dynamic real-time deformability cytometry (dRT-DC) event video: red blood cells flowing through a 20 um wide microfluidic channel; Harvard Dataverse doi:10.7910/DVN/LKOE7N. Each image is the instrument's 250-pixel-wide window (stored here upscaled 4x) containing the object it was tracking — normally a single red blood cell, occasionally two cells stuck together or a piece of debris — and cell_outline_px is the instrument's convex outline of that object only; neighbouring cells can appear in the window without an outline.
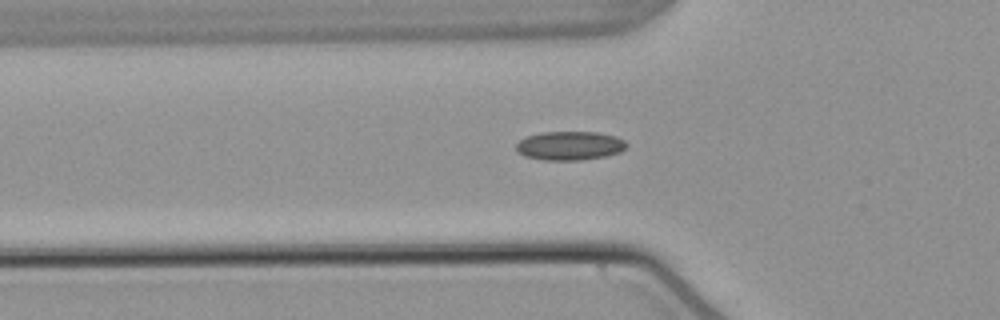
{"species": "common noctule bat (a hibernating species)", "species_latin": "Nyctalus noctula", "temperature_condition": "warm", "stored_images_in_passage": 41, "segment_of_instrument_passage": [1, 2], "camera_frame_rate_fps": 3000, "um_per_image_px": 0.085, "animal": {"sex": "male", "body_mass_g": 21.5, "forearm_length_mm": 52.0}, "frame": {"image": 1, "passage_image": 5, "time_ms": 1.333, "image_size_px": [1000, 320], "cell_outline_px": [[628, 144], [620, 152], [604, 156], [580, 160], [544, 160], [524, 156], [516, 152], [516, 144], [524, 136], [540, 132], [596, 132], [616, 136], [624, 140]], "centroid_in_image_um": [48.38, 12.38], "position_along_channel_um": 77.4, "area_um2": 18.67}}
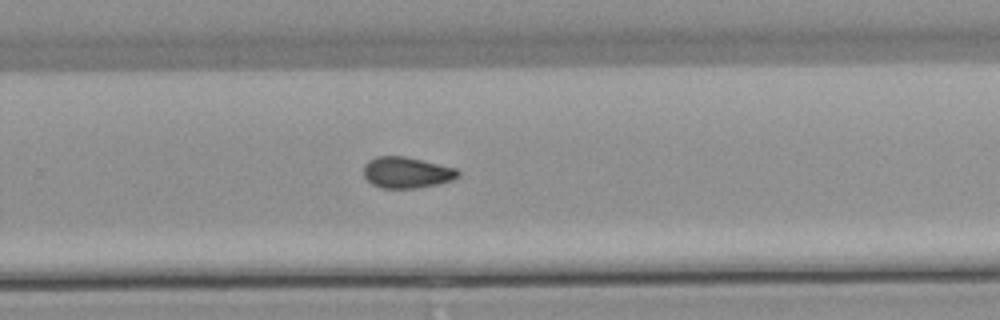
{"frame": {"image": 2, "passage_image": 22, "time_ms": 7.0, "image_size_px": [1000, 320], "cell_outline_px": [[460, 176], [452, 180], [436, 184], [416, 188], [380, 188], [372, 184], [364, 176], [364, 164], [368, 160], [376, 156], [404, 156], [456, 168], [460, 172]], "centroid_in_image_um": [34.55, 14.66], "position_along_channel_um": 295.2, "area_um2": 17.11}}
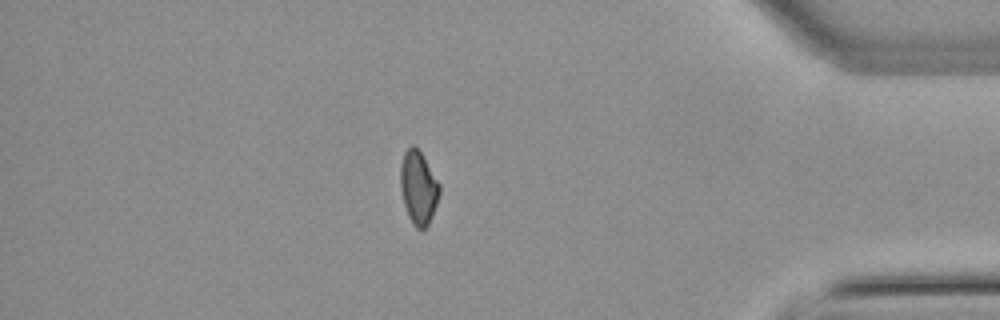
{"frame": {"image": 3, "passage_image": 33, "time_ms": 10.667, "image_size_px": [1000, 320], "cell_outline_px": [[440, 192], [436, 204], [428, 224], [424, 228], [416, 228], [412, 224], [408, 216], [404, 204], [400, 188], [400, 164], [404, 152], [412, 144], [420, 152], [440, 184]], "centroid_in_image_um": [35.54, 15.94], "position_along_channel_um": 399.7, "area_um2": 16.47}}